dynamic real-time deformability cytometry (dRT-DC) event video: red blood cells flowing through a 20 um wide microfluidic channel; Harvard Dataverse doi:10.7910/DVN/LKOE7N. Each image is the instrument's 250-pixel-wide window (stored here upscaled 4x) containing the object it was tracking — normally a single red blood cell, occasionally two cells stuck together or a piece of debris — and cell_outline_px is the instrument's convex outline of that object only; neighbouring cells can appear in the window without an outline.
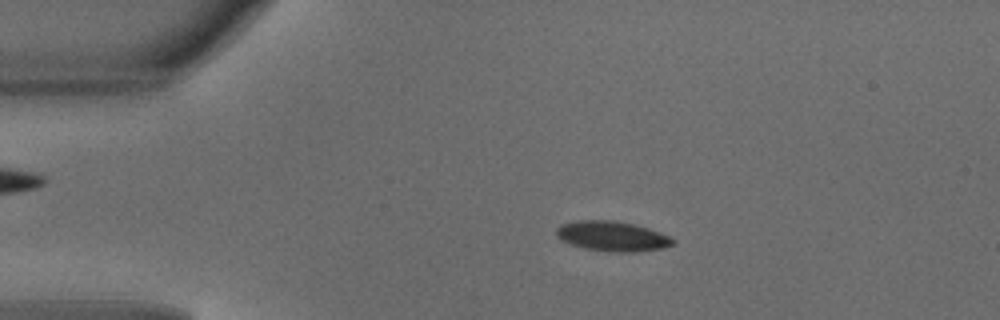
{"species": "common noctule bat (a hibernating species)", "species_latin": "Nyctalus noctula", "temperature_condition": "warm", "stored_images_in_passage": 45, "camera_frame_rate_fps": 3000, "um_per_image_px": 0.085, "animal": {"sex": "male", "body_mass_g": 18.8}, "frame": {"image": 1, "passage_image": 9, "time_ms": 2.667, "image_size_px": [1000, 320], "cell_outline_px": [[676, 240], [672, 244], [664, 248], [632, 252], [608, 252], [584, 248], [560, 240], [556, 236], [556, 228], [560, 224], [580, 220], [612, 220], [636, 224], [660, 232]], "centroid_in_image_um": [52.02, 20.07], "position_along_channel_um": 33.0, "area_um2": 20.46}}
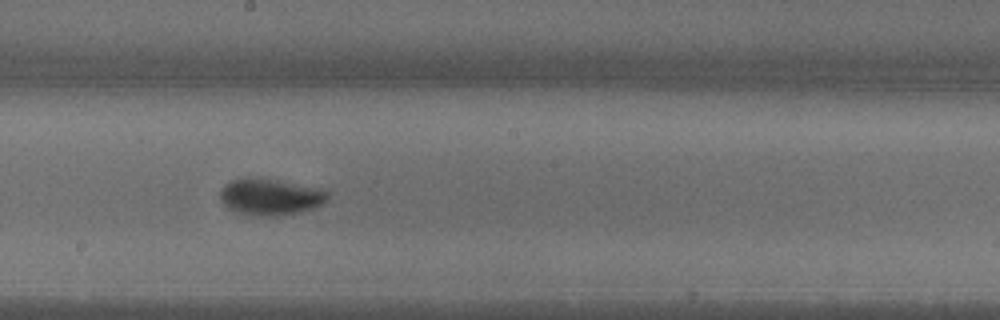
{"frame": {"image": 2, "passage_image": 26, "time_ms": 8.333, "image_size_px": [1000, 320], "cell_outline_px": [[332, 192], [328, 200], [324, 204], [300, 212], [276, 216], [264, 216], [240, 212], [228, 208], [220, 200], [220, 188], [224, 184], [232, 180], [244, 176], [256, 176], [324, 188]], "centroid_in_image_um": [23.03, 16.69], "position_along_channel_um": 225.2, "area_um2": 23.52}}
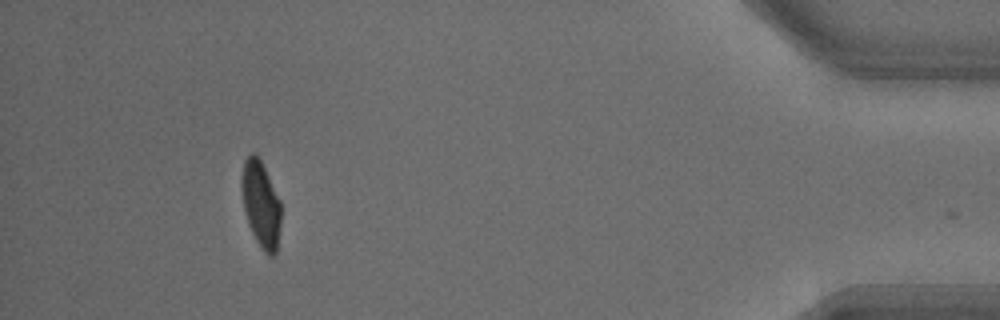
{"frame": {"image": 3, "passage_image": 44, "time_ms": 14.333, "image_size_px": [1000, 320], "cell_outline_px": [[280, 224], [276, 252], [272, 256], [268, 256], [260, 248], [248, 224], [244, 208], [240, 188], [240, 180], [244, 160], [252, 152], [256, 152], [280, 200]], "centroid_in_image_um": [22.15, 17.35], "position_along_channel_um": 413.1, "area_um2": 19.77}, "authors_computed_cell_mechanics": {"area_um2": 20.4612, "velocity_mm_per_s": 4.1463, "shape_relaxation_time_tau1_ms": 4.588, "shape_relaxation_time_tau2_ms": null, "deformation_change_tau1": 0.1977, "deformation_change_tau2": null}}